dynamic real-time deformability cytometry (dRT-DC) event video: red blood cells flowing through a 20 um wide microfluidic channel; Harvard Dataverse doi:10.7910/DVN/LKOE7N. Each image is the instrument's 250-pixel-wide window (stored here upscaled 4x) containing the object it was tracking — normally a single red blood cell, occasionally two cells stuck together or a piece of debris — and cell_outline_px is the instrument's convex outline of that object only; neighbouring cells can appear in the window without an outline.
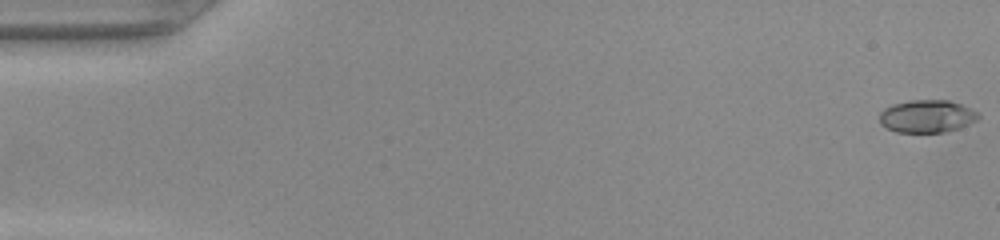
{"species": "common noctule bat (a hibernating species)", "species_latin": "Nyctalus noctula", "temperature_condition": "warm", "stored_images_in_passage": 50, "camera_frame_rate_fps": 3000, "um_per_image_px": 0.085, "animal": {"sex": "female", "body_mass_g": 22.0, "forearm_length_mm": 56.7}, "frame": {"image": 1, "passage_image": 1, "time_ms": 0.0, "image_size_px": [1000, 240], "cell_outline_px": [[980, 116], [976, 120], [968, 124], [944, 132], [896, 132], [880, 124], [880, 112], [884, 108], [892, 104], [912, 100], [948, 100], [960, 104], [976, 112]], "centroid_in_image_um": [78.74, 9.88], "position_along_channel_um": 6.3, "area_um2": 18.55}}
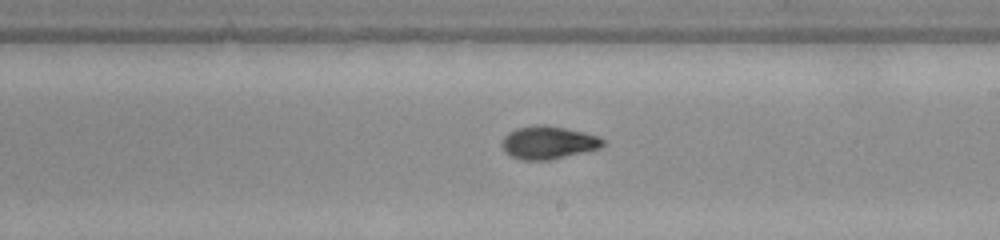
{"frame": {"image": 2, "passage_image": 29, "time_ms": 9.333, "image_size_px": [1000, 240], "cell_outline_px": [[604, 144], [600, 148], [548, 160], [520, 160], [504, 152], [500, 144], [504, 136], [508, 132], [516, 128], [536, 124], [544, 124], [584, 132], [600, 136], [604, 140]], "centroid_in_image_um": [46.56, 12.11], "position_along_channel_um": 242.4, "area_um2": 19.48}}
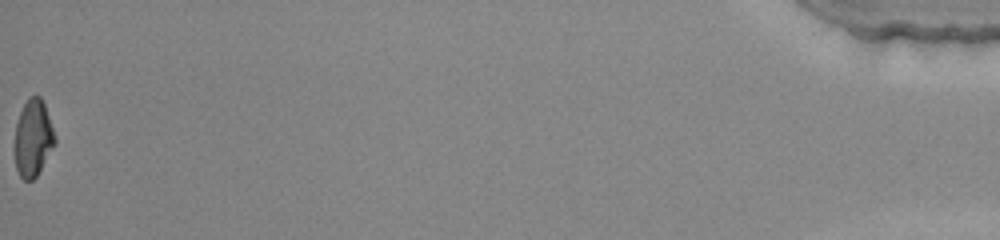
{"frame": {"image": 3, "passage_image": 50, "time_ms": 16.333, "image_size_px": [1000, 240], "cell_outline_px": [[56, 144], [36, 176], [32, 180], [24, 180], [20, 176], [16, 168], [16, 124], [20, 112], [28, 96], [40, 96], [44, 104], [56, 136]], "centroid_in_image_um": [2.84, 11.73], "position_along_channel_um": 432.4, "area_um2": 17.74}}